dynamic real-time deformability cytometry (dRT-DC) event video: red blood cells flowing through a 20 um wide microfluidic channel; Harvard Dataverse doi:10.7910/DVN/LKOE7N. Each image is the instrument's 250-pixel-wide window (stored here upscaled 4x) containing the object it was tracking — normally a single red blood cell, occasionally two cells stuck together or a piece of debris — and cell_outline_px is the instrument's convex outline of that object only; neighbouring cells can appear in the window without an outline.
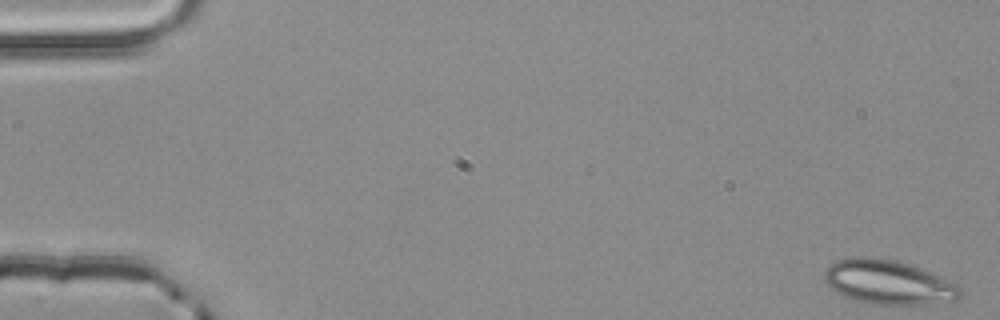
{"species": "common noctule bat (a hibernating species)", "species_latin": "Nyctalus noctula", "temperature_condition": "room temperature", "stored_images_in_passage": 4, "segment_of_instrument_passage": [2, 2], "camera_frame_rate_fps": 3000, "um_per_image_px": 0.085, "animal": {"sex": "male", "body_mass_g": 20.4}, "frame": {"image": 1, "passage_image": 4, "time_ms": 1.0, "image_size_px": [1000, 320], "cell_outline_px": [[960, 296], [956, 300], [924, 304], [872, 304], [856, 300], [844, 296], [836, 292], [824, 280], [824, 268], [836, 260], [852, 256], [868, 256], [892, 260], [908, 264], [920, 268], [940, 276], [956, 284], [960, 288]], "centroid_in_image_um": [75.45, 23.97], "position_along_channel_um": 9.5, "area_um2": 34.85}}